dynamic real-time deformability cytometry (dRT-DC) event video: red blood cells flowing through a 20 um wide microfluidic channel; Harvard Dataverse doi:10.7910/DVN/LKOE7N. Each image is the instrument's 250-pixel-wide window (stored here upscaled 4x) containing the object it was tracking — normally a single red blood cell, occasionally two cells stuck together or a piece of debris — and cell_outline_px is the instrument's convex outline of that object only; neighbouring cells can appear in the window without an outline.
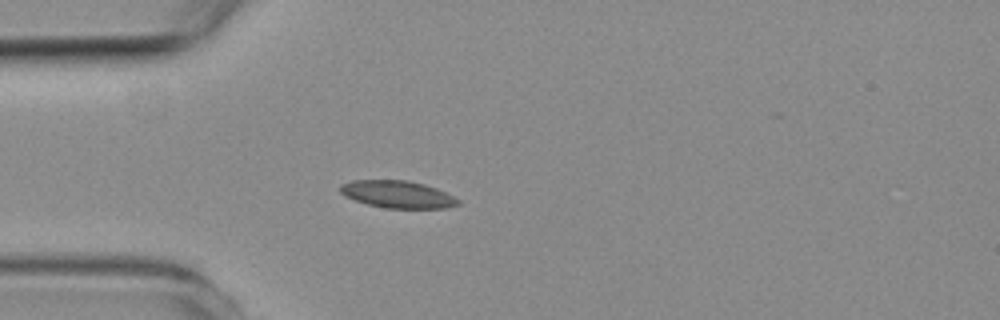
{"species": "common noctule bat (a hibernating species)", "species_latin": "Nyctalus noctula", "temperature_condition": "room temperature", "stored_images_in_passage": 4, "camera_frame_rate_fps": 3000, "um_per_image_px": 0.085, "animal": {"sex": "female", "body_mass_g": 19.3, "forearm_length_mm": 54.1}, "frame": {"image": 1, "passage_image": 4, "time_ms": 3.667, "image_size_px": [1000, 320], "cell_outline_px": [[460, 204], [444, 208], [384, 208], [368, 204], [344, 196], [340, 192], [340, 184], [352, 180], [408, 180], [424, 184], [436, 188], [460, 200]], "centroid_in_image_um": [33.77, 16.51], "position_along_channel_um": 51.2, "area_um2": 18.67}}